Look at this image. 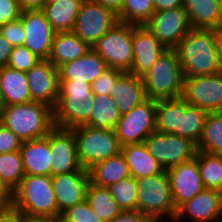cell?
Segmentation results:
<instances>
[{"mask_svg":"<svg viewBox=\"0 0 222 222\" xmlns=\"http://www.w3.org/2000/svg\"><path fill=\"white\" fill-rule=\"evenodd\" d=\"M220 28H222V0H219Z\"/></svg>","mask_w":222,"mask_h":222,"instance_id":"11a10c76","label":"cell"},{"mask_svg":"<svg viewBox=\"0 0 222 222\" xmlns=\"http://www.w3.org/2000/svg\"><path fill=\"white\" fill-rule=\"evenodd\" d=\"M31 99L55 107L59 93V76L49 60H41L26 72Z\"/></svg>","mask_w":222,"mask_h":222,"instance_id":"e0dca14e","label":"cell"},{"mask_svg":"<svg viewBox=\"0 0 222 222\" xmlns=\"http://www.w3.org/2000/svg\"><path fill=\"white\" fill-rule=\"evenodd\" d=\"M156 100L147 98L121 115L115 133L121 146L142 143L155 131Z\"/></svg>","mask_w":222,"mask_h":222,"instance_id":"30bf717a","label":"cell"},{"mask_svg":"<svg viewBox=\"0 0 222 222\" xmlns=\"http://www.w3.org/2000/svg\"><path fill=\"white\" fill-rule=\"evenodd\" d=\"M22 10H41L48 0H17Z\"/></svg>","mask_w":222,"mask_h":222,"instance_id":"f907efd6","label":"cell"},{"mask_svg":"<svg viewBox=\"0 0 222 222\" xmlns=\"http://www.w3.org/2000/svg\"><path fill=\"white\" fill-rule=\"evenodd\" d=\"M185 78L222 72L216 29H191L175 48Z\"/></svg>","mask_w":222,"mask_h":222,"instance_id":"6da1fadb","label":"cell"},{"mask_svg":"<svg viewBox=\"0 0 222 222\" xmlns=\"http://www.w3.org/2000/svg\"><path fill=\"white\" fill-rule=\"evenodd\" d=\"M144 26L166 49H175L192 29L184 7L154 12Z\"/></svg>","mask_w":222,"mask_h":222,"instance_id":"7c38bea8","label":"cell"},{"mask_svg":"<svg viewBox=\"0 0 222 222\" xmlns=\"http://www.w3.org/2000/svg\"><path fill=\"white\" fill-rule=\"evenodd\" d=\"M92 47L81 40L74 32H56L48 60L58 68L65 62L78 59Z\"/></svg>","mask_w":222,"mask_h":222,"instance_id":"d4e9b609","label":"cell"},{"mask_svg":"<svg viewBox=\"0 0 222 222\" xmlns=\"http://www.w3.org/2000/svg\"><path fill=\"white\" fill-rule=\"evenodd\" d=\"M153 13V0H124L117 19L128 24L144 25Z\"/></svg>","mask_w":222,"mask_h":222,"instance_id":"d590c367","label":"cell"},{"mask_svg":"<svg viewBox=\"0 0 222 222\" xmlns=\"http://www.w3.org/2000/svg\"><path fill=\"white\" fill-rule=\"evenodd\" d=\"M21 212L13 205L0 208V222H20Z\"/></svg>","mask_w":222,"mask_h":222,"instance_id":"bcb514c9","label":"cell"},{"mask_svg":"<svg viewBox=\"0 0 222 222\" xmlns=\"http://www.w3.org/2000/svg\"><path fill=\"white\" fill-rule=\"evenodd\" d=\"M182 97L190 106L211 112L222 109V72L184 79Z\"/></svg>","mask_w":222,"mask_h":222,"instance_id":"4fadbf2b","label":"cell"},{"mask_svg":"<svg viewBox=\"0 0 222 222\" xmlns=\"http://www.w3.org/2000/svg\"><path fill=\"white\" fill-rule=\"evenodd\" d=\"M108 68L106 62L93 50L78 59L58 67L59 81H79L92 84Z\"/></svg>","mask_w":222,"mask_h":222,"instance_id":"44dd1931","label":"cell"},{"mask_svg":"<svg viewBox=\"0 0 222 222\" xmlns=\"http://www.w3.org/2000/svg\"><path fill=\"white\" fill-rule=\"evenodd\" d=\"M92 113L85 126L93 128L111 129L116 128L121 114L110 95H93Z\"/></svg>","mask_w":222,"mask_h":222,"instance_id":"4dcf8cb0","label":"cell"},{"mask_svg":"<svg viewBox=\"0 0 222 222\" xmlns=\"http://www.w3.org/2000/svg\"><path fill=\"white\" fill-rule=\"evenodd\" d=\"M137 210L152 222L162 221L165 217L171 221L177 214L167 170L136 180ZM165 216V217H164Z\"/></svg>","mask_w":222,"mask_h":222,"instance_id":"8992f818","label":"cell"},{"mask_svg":"<svg viewBox=\"0 0 222 222\" xmlns=\"http://www.w3.org/2000/svg\"><path fill=\"white\" fill-rule=\"evenodd\" d=\"M195 158L204 188L222 192V156L197 150Z\"/></svg>","mask_w":222,"mask_h":222,"instance_id":"d6a6232c","label":"cell"},{"mask_svg":"<svg viewBox=\"0 0 222 222\" xmlns=\"http://www.w3.org/2000/svg\"><path fill=\"white\" fill-rule=\"evenodd\" d=\"M58 213L85 201L86 190L90 182L88 170H77L51 176Z\"/></svg>","mask_w":222,"mask_h":222,"instance_id":"ac0fdd59","label":"cell"},{"mask_svg":"<svg viewBox=\"0 0 222 222\" xmlns=\"http://www.w3.org/2000/svg\"><path fill=\"white\" fill-rule=\"evenodd\" d=\"M0 123L22 141L43 138L55 126L53 109L34 101L2 106Z\"/></svg>","mask_w":222,"mask_h":222,"instance_id":"7a4b0ae2","label":"cell"},{"mask_svg":"<svg viewBox=\"0 0 222 222\" xmlns=\"http://www.w3.org/2000/svg\"><path fill=\"white\" fill-rule=\"evenodd\" d=\"M77 145V156L82 168L89 169L94 164L118 155L121 145L115 130L77 126L71 129Z\"/></svg>","mask_w":222,"mask_h":222,"instance_id":"52a82bcc","label":"cell"},{"mask_svg":"<svg viewBox=\"0 0 222 222\" xmlns=\"http://www.w3.org/2000/svg\"><path fill=\"white\" fill-rule=\"evenodd\" d=\"M110 97L116 103L121 115L147 99L141 77L124 72L110 90Z\"/></svg>","mask_w":222,"mask_h":222,"instance_id":"7402d4cb","label":"cell"},{"mask_svg":"<svg viewBox=\"0 0 222 222\" xmlns=\"http://www.w3.org/2000/svg\"><path fill=\"white\" fill-rule=\"evenodd\" d=\"M198 151L222 156V114H208L202 136L196 145Z\"/></svg>","mask_w":222,"mask_h":222,"instance_id":"836d02e7","label":"cell"},{"mask_svg":"<svg viewBox=\"0 0 222 222\" xmlns=\"http://www.w3.org/2000/svg\"><path fill=\"white\" fill-rule=\"evenodd\" d=\"M155 222H164V220L163 221H155ZM170 222H175L174 220H171Z\"/></svg>","mask_w":222,"mask_h":222,"instance_id":"680465c9","label":"cell"},{"mask_svg":"<svg viewBox=\"0 0 222 222\" xmlns=\"http://www.w3.org/2000/svg\"><path fill=\"white\" fill-rule=\"evenodd\" d=\"M84 0L47 2L41 9L55 32H71Z\"/></svg>","mask_w":222,"mask_h":222,"instance_id":"4316f807","label":"cell"},{"mask_svg":"<svg viewBox=\"0 0 222 222\" xmlns=\"http://www.w3.org/2000/svg\"><path fill=\"white\" fill-rule=\"evenodd\" d=\"M141 79L147 98L157 101L182 96L185 77L175 49H167Z\"/></svg>","mask_w":222,"mask_h":222,"instance_id":"277c9868","label":"cell"},{"mask_svg":"<svg viewBox=\"0 0 222 222\" xmlns=\"http://www.w3.org/2000/svg\"><path fill=\"white\" fill-rule=\"evenodd\" d=\"M13 46L0 34V68L7 65Z\"/></svg>","mask_w":222,"mask_h":222,"instance_id":"c3c4849f","label":"cell"},{"mask_svg":"<svg viewBox=\"0 0 222 222\" xmlns=\"http://www.w3.org/2000/svg\"><path fill=\"white\" fill-rule=\"evenodd\" d=\"M117 22V15L111 9L84 0L72 32L92 47Z\"/></svg>","mask_w":222,"mask_h":222,"instance_id":"8fae6325","label":"cell"},{"mask_svg":"<svg viewBox=\"0 0 222 222\" xmlns=\"http://www.w3.org/2000/svg\"><path fill=\"white\" fill-rule=\"evenodd\" d=\"M209 112L199 107L190 106L186 100L179 97V121L175 135L188 138L196 145L199 142Z\"/></svg>","mask_w":222,"mask_h":222,"instance_id":"f546056e","label":"cell"},{"mask_svg":"<svg viewBox=\"0 0 222 222\" xmlns=\"http://www.w3.org/2000/svg\"><path fill=\"white\" fill-rule=\"evenodd\" d=\"M121 154L125 158L130 175L136 180L164 171L158 161L149 153L144 142L121 146Z\"/></svg>","mask_w":222,"mask_h":222,"instance_id":"cb8c5ba5","label":"cell"},{"mask_svg":"<svg viewBox=\"0 0 222 222\" xmlns=\"http://www.w3.org/2000/svg\"><path fill=\"white\" fill-rule=\"evenodd\" d=\"M187 216L191 222H221L222 192L204 188L177 209L174 221L184 222Z\"/></svg>","mask_w":222,"mask_h":222,"instance_id":"2e32d148","label":"cell"},{"mask_svg":"<svg viewBox=\"0 0 222 222\" xmlns=\"http://www.w3.org/2000/svg\"><path fill=\"white\" fill-rule=\"evenodd\" d=\"M22 142L11 130L0 123V154L19 151Z\"/></svg>","mask_w":222,"mask_h":222,"instance_id":"7bdbcfd3","label":"cell"},{"mask_svg":"<svg viewBox=\"0 0 222 222\" xmlns=\"http://www.w3.org/2000/svg\"><path fill=\"white\" fill-rule=\"evenodd\" d=\"M184 0H153L154 12L183 7Z\"/></svg>","mask_w":222,"mask_h":222,"instance_id":"681fc988","label":"cell"},{"mask_svg":"<svg viewBox=\"0 0 222 222\" xmlns=\"http://www.w3.org/2000/svg\"><path fill=\"white\" fill-rule=\"evenodd\" d=\"M93 93L86 82L59 81V93L53 108L54 124L72 129L84 125L92 113Z\"/></svg>","mask_w":222,"mask_h":222,"instance_id":"3957f363","label":"cell"},{"mask_svg":"<svg viewBox=\"0 0 222 222\" xmlns=\"http://www.w3.org/2000/svg\"><path fill=\"white\" fill-rule=\"evenodd\" d=\"M25 176L20 151L0 154V177L14 191Z\"/></svg>","mask_w":222,"mask_h":222,"instance_id":"8d00e7d4","label":"cell"},{"mask_svg":"<svg viewBox=\"0 0 222 222\" xmlns=\"http://www.w3.org/2000/svg\"><path fill=\"white\" fill-rule=\"evenodd\" d=\"M192 29H219V0H184Z\"/></svg>","mask_w":222,"mask_h":222,"instance_id":"f1b7e54d","label":"cell"},{"mask_svg":"<svg viewBox=\"0 0 222 222\" xmlns=\"http://www.w3.org/2000/svg\"><path fill=\"white\" fill-rule=\"evenodd\" d=\"M155 130L175 135L179 121V97L157 100Z\"/></svg>","mask_w":222,"mask_h":222,"instance_id":"e575fe53","label":"cell"},{"mask_svg":"<svg viewBox=\"0 0 222 222\" xmlns=\"http://www.w3.org/2000/svg\"><path fill=\"white\" fill-rule=\"evenodd\" d=\"M107 189L122 211L137 210V188L134 177L120 180Z\"/></svg>","mask_w":222,"mask_h":222,"instance_id":"74e56055","label":"cell"},{"mask_svg":"<svg viewBox=\"0 0 222 222\" xmlns=\"http://www.w3.org/2000/svg\"><path fill=\"white\" fill-rule=\"evenodd\" d=\"M88 172L91 183L105 188L131 176L121 152L118 155L94 164L88 169Z\"/></svg>","mask_w":222,"mask_h":222,"instance_id":"83f0119b","label":"cell"},{"mask_svg":"<svg viewBox=\"0 0 222 222\" xmlns=\"http://www.w3.org/2000/svg\"><path fill=\"white\" fill-rule=\"evenodd\" d=\"M111 9L116 15L121 11L124 0H90Z\"/></svg>","mask_w":222,"mask_h":222,"instance_id":"816d5d0a","label":"cell"},{"mask_svg":"<svg viewBox=\"0 0 222 222\" xmlns=\"http://www.w3.org/2000/svg\"><path fill=\"white\" fill-rule=\"evenodd\" d=\"M0 34L13 46L23 45L25 39L24 27L21 19L6 23L0 28Z\"/></svg>","mask_w":222,"mask_h":222,"instance_id":"b9f144b4","label":"cell"},{"mask_svg":"<svg viewBox=\"0 0 222 222\" xmlns=\"http://www.w3.org/2000/svg\"><path fill=\"white\" fill-rule=\"evenodd\" d=\"M124 71L108 67L92 84L93 95H110V90Z\"/></svg>","mask_w":222,"mask_h":222,"instance_id":"60d3db41","label":"cell"},{"mask_svg":"<svg viewBox=\"0 0 222 222\" xmlns=\"http://www.w3.org/2000/svg\"><path fill=\"white\" fill-rule=\"evenodd\" d=\"M54 1H60V0H48V2H54Z\"/></svg>","mask_w":222,"mask_h":222,"instance_id":"6f0895ef","label":"cell"},{"mask_svg":"<svg viewBox=\"0 0 222 222\" xmlns=\"http://www.w3.org/2000/svg\"><path fill=\"white\" fill-rule=\"evenodd\" d=\"M21 213L60 219L51 176L28 175L13 191V204Z\"/></svg>","mask_w":222,"mask_h":222,"instance_id":"5b68a950","label":"cell"},{"mask_svg":"<svg viewBox=\"0 0 222 222\" xmlns=\"http://www.w3.org/2000/svg\"><path fill=\"white\" fill-rule=\"evenodd\" d=\"M41 59L30 52L24 45L13 47L7 67L27 72L35 66Z\"/></svg>","mask_w":222,"mask_h":222,"instance_id":"f35d334b","label":"cell"},{"mask_svg":"<svg viewBox=\"0 0 222 222\" xmlns=\"http://www.w3.org/2000/svg\"><path fill=\"white\" fill-rule=\"evenodd\" d=\"M216 43H217L219 63L222 68V28L216 30Z\"/></svg>","mask_w":222,"mask_h":222,"instance_id":"db71d44e","label":"cell"},{"mask_svg":"<svg viewBox=\"0 0 222 222\" xmlns=\"http://www.w3.org/2000/svg\"><path fill=\"white\" fill-rule=\"evenodd\" d=\"M0 83L2 106L33 102L28 88L26 72L7 66L0 68Z\"/></svg>","mask_w":222,"mask_h":222,"instance_id":"484cf974","label":"cell"},{"mask_svg":"<svg viewBox=\"0 0 222 222\" xmlns=\"http://www.w3.org/2000/svg\"><path fill=\"white\" fill-rule=\"evenodd\" d=\"M133 24L118 21L93 46L92 49L108 67L129 72L133 64Z\"/></svg>","mask_w":222,"mask_h":222,"instance_id":"ba28073f","label":"cell"},{"mask_svg":"<svg viewBox=\"0 0 222 222\" xmlns=\"http://www.w3.org/2000/svg\"><path fill=\"white\" fill-rule=\"evenodd\" d=\"M13 204V191L0 177V208Z\"/></svg>","mask_w":222,"mask_h":222,"instance_id":"7dc6e473","label":"cell"},{"mask_svg":"<svg viewBox=\"0 0 222 222\" xmlns=\"http://www.w3.org/2000/svg\"><path fill=\"white\" fill-rule=\"evenodd\" d=\"M110 222H152L138 210H125L116 215Z\"/></svg>","mask_w":222,"mask_h":222,"instance_id":"f6af8a7d","label":"cell"},{"mask_svg":"<svg viewBox=\"0 0 222 222\" xmlns=\"http://www.w3.org/2000/svg\"><path fill=\"white\" fill-rule=\"evenodd\" d=\"M133 64L129 73L145 74L167 50L144 25L133 24Z\"/></svg>","mask_w":222,"mask_h":222,"instance_id":"ffe728a7","label":"cell"},{"mask_svg":"<svg viewBox=\"0 0 222 222\" xmlns=\"http://www.w3.org/2000/svg\"><path fill=\"white\" fill-rule=\"evenodd\" d=\"M20 222H60L46 216H32L21 213Z\"/></svg>","mask_w":222,"mask_h":222,"instance_id":"f5cc1de1","label":"cell"},{"mask_svg":"<svg viewBox=\"0 0 222 222\" xmlns=\"http://www.w3.org/2000/svg\"><path fill=\"white\" fill-rule=\"evenodd\" d=\"M85 200L103 222H110L122 211L107 188L91 182L88 184Z\"/></svg>","mask_w":222,"mask_h":222,"instance_id":"1f68e13d","label":"cell"},{"mask_svg":"<svg viewBox=\"0 0 222 222\" xmlns=\"http://www.w3.org/2000/svg\"><path fill=\"white\" fill-rule=\"evenodd\" d=\"M25 39L23 45L41 60H48L55 31L41 10H22Z\"/></svg>","mask_w":222,"mask_h":222,"instance_id":"9a60e30c","label":"cell"},{"mask_svg":"<svg viewBox=\"0 0 222 222\" xmlns=\"http://www.w3.org/2000/svg\"><path fill=\"white\" fill-rule=\"evenodd\" d=\"M60 222H103L85 201L63 212Z\"/></svg>","mask_w":222,"mask_h":222,"instance_id":"ab89813d","label":"cell"},{"mask_svg":"<svg viewBox=\"0 0 222 222\" xmlns=\"http://www.w3.org/2000/svg\"><path fill=\"white\" fill-rule=\"evenodd\" d=\"M2 107V92H1V83H0V108Z\"/></svg>","mask_w":222,"mask_h":222,"instance_id":"9f6ffc18","label":"cell"},{"mask_svg":"<svg viewBox=\"0 0 222 222\" xmlns=\"http://www.w3.org/2000/svg\"><path fill=\"white\" fill-rule=\"evenodd\" d=\"M51 152L50 176L87 170L81 167L77 156V145L71 129L54 126L49 131Z\"/></svg>","mask_w":222,"mask_h":222,"instance_id":"5bb4252c","label":"cell"},{"mask_svg":"<svg viewBox=\"0 0 222 222\" xmlns=\"http://www.w3.org/2000/svg\"><path fill=\"white\" fill-rule=\"evenodd\" d=\"M22 9L17 0H0V28L20 18Z\"/></svg>","mask_w":222,"mask_h":222,"instance_id":"ee69618b","label":"cell"},{"mask_svg":"<svg viewBox=\"0 0 222 222\" xmlns=\"http://www.w3.org/2000/svg\"><path fill=\"white\" fill-rule=\"evenodd\" d=\"M25 174L50 176L51 152L49 132L39 139L23 141L19 149Z\"/></svg>","mask_w":222,"mask_h":222,"instance_id":"603a6c76","label":"cell"},{"mask_svg":"<svg viewBox=\"0 0 222 222\" xmlns=\"http://www.w3.org/2000/svg\"><path fill=\"white\" fill-rule=\"evenodd\" d=\"M167 174L176 209L204 189L195 157L168 169Z\"/></svg>","mask_w":222,"mask_h":222,"instance_id":"d6986e66","label":"cell"},{"mask_svg":"<svg viewBox=\"0 0 222 222\" xmlns=\"http://www.w3.org/2000/svg\"><path fill=\"white\" fill-rule=\"evenodd\" d=\"M144 143L164 170L193 159L197 152L196 144L190 139L156 130Z\"/></svg>","mask_w":222,"mask_h":222,"instance_id":"9c48e42d","label":"cell"}]
</instances>
